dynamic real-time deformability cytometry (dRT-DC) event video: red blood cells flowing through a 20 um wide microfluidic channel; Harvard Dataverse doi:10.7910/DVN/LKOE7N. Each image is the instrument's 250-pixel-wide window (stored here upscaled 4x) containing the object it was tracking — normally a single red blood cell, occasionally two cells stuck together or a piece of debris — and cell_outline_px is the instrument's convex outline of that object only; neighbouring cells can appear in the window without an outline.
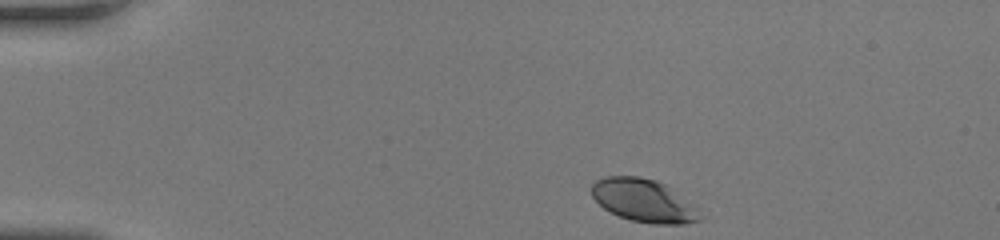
{"species": "human", "species_latin": "Homo sapiens", "temperature_condition": "room temperature", "stored_images_in_passage": 36, "camera_frame_rate_fps": 3000, "um_per_image_px": 0.085, "donor": {"sex": "female"}, "frame": {"image": 1, "passage_image": 1, "time_ms": 0.0, "image_size_px": [1000, 240], "cell_outline_px": [[704, 216], [700, 220], [684, 224], [652, 224], [632, 220], [620, 216], [604, 208], [592, 196], [592, 184], [596, 180], [604, 176], [640, 176], [656, 180], [672, 188], [696, 204]], "centroid_in_image_um": [54.79, 17.05], "position_along_channel_um": 30.2, "area_um2": 27.46}}
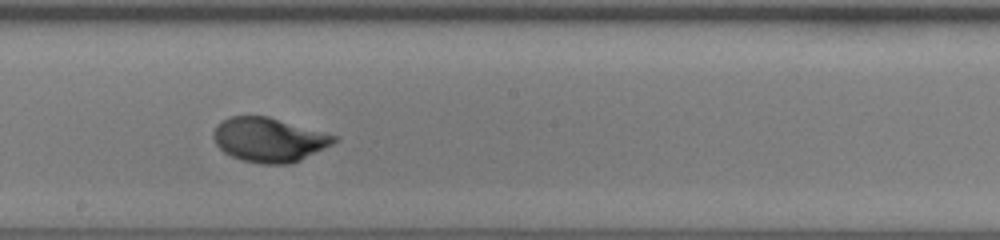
{"frame": {"image": 2, "passage_image": 21, "time_ms": 6.667, "image_size_px": [1000, 240], "cell_outline_px": [[340, 140], [292, 164], [260, 164], [244, 160], [232, 156], [224, 152], [216, 144], [212, 136], [212, 132], [216, 124], [228, 116], [268, 116], [340, 136]], "centroid_in_image_um": [22.87, 11.87], "position_along_channel_um": 225.3, "area_um2": 31.39}}
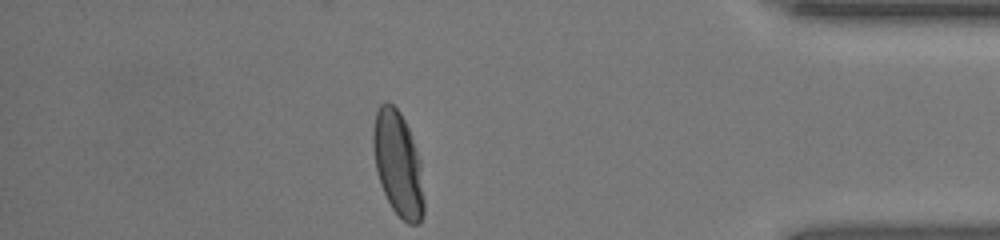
{"frame": {"image": 3, "passage_image": 36, "time_ms": 11.667, "image_size_px": [1000, 240], "cell_outline_px": [[424, 212], [420, 220], [416, 224], [408, 224], [392, 208], [380, 184], [376, 172], [372, 148], [372, 128], [376, 112], [380, 104], [384, 100], [388, 100], [400, 112], [408, 128], [416, 148], [420, 160], [424, 200]], "centroid_in_image_um": [33.8, 13.89], "position_along_channel_um": 401.4, "area_um2": 31.15}, "authors_computed_cell_mechanics": {"area_um2": 30.7785, "velocity_mm_per_s": 4.1441, "shape_relaxation_time_tau1_ms": 2.9003, "shape_relaxation_time_tau2_ms": null, "deformation_change_tau1": 0.1534, "deformation_change_tau2": null}}